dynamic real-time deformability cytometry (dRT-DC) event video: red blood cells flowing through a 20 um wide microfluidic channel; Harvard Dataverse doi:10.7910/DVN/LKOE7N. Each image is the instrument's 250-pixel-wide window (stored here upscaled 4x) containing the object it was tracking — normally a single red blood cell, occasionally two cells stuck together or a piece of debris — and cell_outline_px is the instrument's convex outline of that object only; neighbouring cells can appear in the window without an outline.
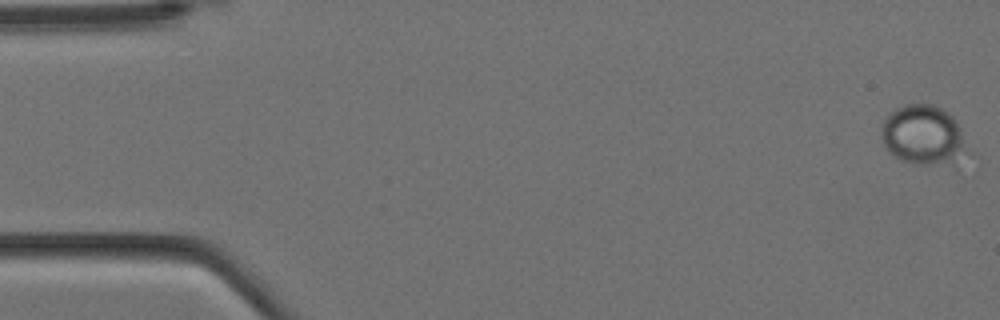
{"species": "Egyptian fruit bat (a non-hibernating species)", "species_latin": "Rousettus aegyptiacus", "temperature_condition": "cold", "stored_images_in_passage": 5, "camera_frame_rate_fps": 3000, "um_per_image_px": 0.085, "animal": {"sex": "female"}, "frame": {"image": 1, "passage_image": 1, "time_ms": 0.0, "image_size_px": [1000, 320], "cell_outline_px": [[972, 152], [956, 168], [916, 164], [900, 160], [892, 156], [888, 152], [880, 136], [880, 128], [884, 120], [896, 108], [904, 104], [936, 104], [948, 112], [956, 120]], "centroid_in_image_um": [78.59, 11.58], "position_along_channel_um": 6.4, "area_um2": 31.67}}